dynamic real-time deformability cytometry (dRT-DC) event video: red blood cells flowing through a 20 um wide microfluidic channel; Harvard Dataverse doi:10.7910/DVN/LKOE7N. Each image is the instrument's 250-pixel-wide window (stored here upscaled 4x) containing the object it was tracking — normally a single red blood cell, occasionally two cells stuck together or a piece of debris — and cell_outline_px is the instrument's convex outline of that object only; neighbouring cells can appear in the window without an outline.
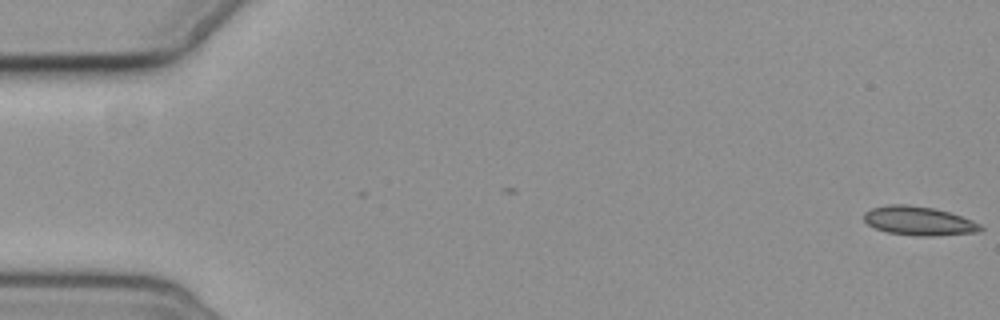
{"species": "common noctule bat (a hibernating species)", "species_latin": "Nyctalus noctula", "temperature_condition": "cold", "stored_images_in_passage": 5, "camera_frame_rate_fps": 3000, "um_per_image_px": 0.085, "animal": {"sex": "female", "body_mass_g": 19.3, "forearm_length_mm": 54.1}, "frame": {"image": 1, "passage_image": 1, "time_ms": 0.0, "image_size_px": [1000, 320], "cell_outline_px": [[984, 228], [980, 232], [932, 236], [920, 236], [888, 232], [876, 228], [868, 224], [864, 220], [864, 212], [872, 208], [892, 204], [908, 204], [932, 208], [948, 212], [972, 220], [980, 224]], "centroid_in_image_um": [78.11, 18.78], "position_along_channel_um": 6.9, "area_um2": 19.48}}
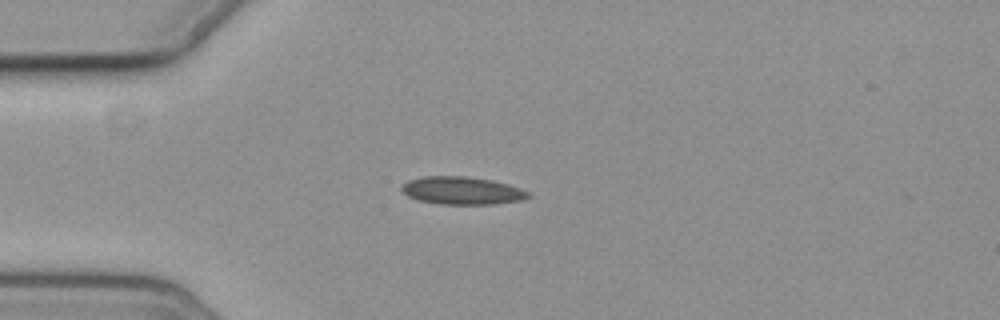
{"frame": {"image": 2, "passage_image": 4, "time_ms": 5.0, "image_size_px": [1000, 320], "cell_outline_px": [[532, 196], [520, 200], [496, 204], [436, 204], [420, 200], [408, 196], [400, 188], [408, 180], [424, 176], [468, 176], [492, 180], [508, 184], [520, 188], [528, 192]], "centroid_in_image_um": [39.28, 16.2], "position_along_channel_um": 45.7, "area_um2": 20.46}}